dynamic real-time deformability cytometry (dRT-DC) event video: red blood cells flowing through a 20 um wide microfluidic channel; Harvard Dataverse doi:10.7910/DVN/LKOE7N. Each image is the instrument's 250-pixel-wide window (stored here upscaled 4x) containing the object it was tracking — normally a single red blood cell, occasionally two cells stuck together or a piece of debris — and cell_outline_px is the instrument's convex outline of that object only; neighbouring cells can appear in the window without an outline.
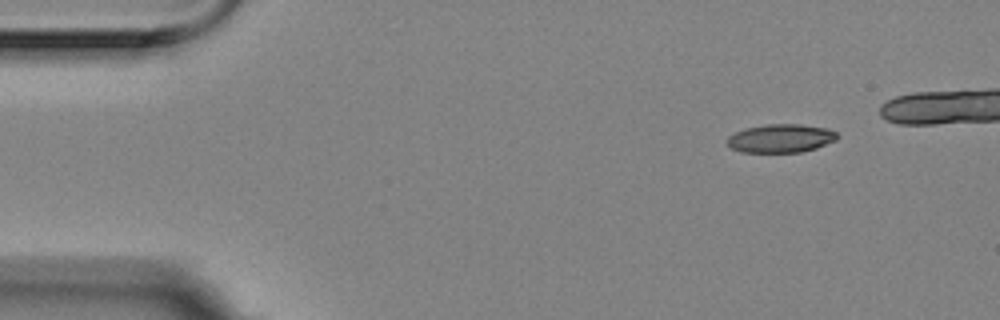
{"species": "Egyptian fruit bat (a non-hibernating species)", "species_latin": "Rousettus aegyptiacus", "temperature_condition": "room temperature", "stored_images_in_passage": 5, "camera_frame_rate_fps": 3000, "um_per_image_px": 0.085, "animal": {"sex": "female"}, "frame": {"image": 1, "passage_image": 1, "time_ms": 0.0, "image_size_px": [1000, 320], "cell_outline_px": [[836, 140], [816, 148], [800, 152], [740, 152], [732, 148], [724, 140], [728, 136], [744, 128], [764, 124], [800, 124], [828, 128], [836, 132]], "centroid_in_image_um": [66.33, 11.75], "position_along_channel_um": 18.7, "area_um2": 18.32}}
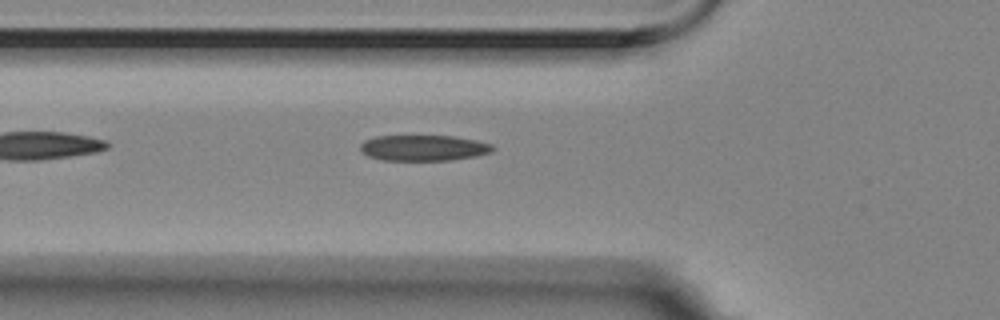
{"frame": {"image": 2, "passage_image": 5, "time_ms": 1.333, "image_size_px": [1000, 320], "cell_outline_px": [[496, 148], [492, 152], [476, 156], [448, 160], [380, 160], [368, 156], [360, 148], [360, 144], [364, 140], [376, 136], [456, 136], [476, 140], [492, 144]], "centroid_in_image_um": [36.03, 12.57], "position_along_channel_um": 89.8, "area_um2": 19.94}}